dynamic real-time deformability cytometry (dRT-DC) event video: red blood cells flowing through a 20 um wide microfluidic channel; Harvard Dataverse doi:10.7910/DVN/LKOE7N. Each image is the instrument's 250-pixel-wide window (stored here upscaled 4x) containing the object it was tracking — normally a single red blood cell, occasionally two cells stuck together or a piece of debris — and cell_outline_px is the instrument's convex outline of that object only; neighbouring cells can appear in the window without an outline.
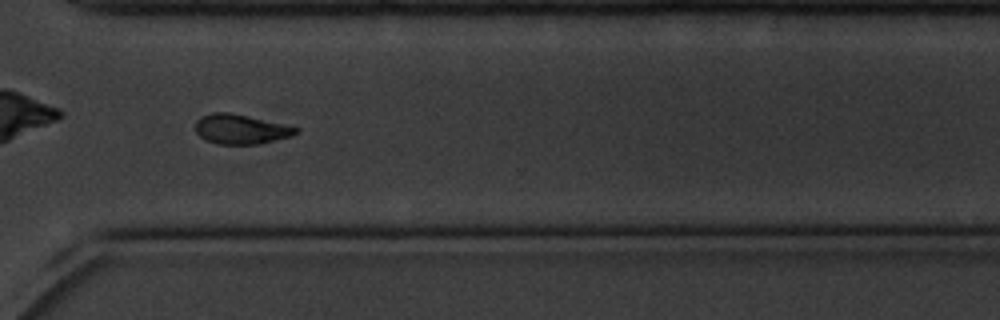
{"species": "common noctule bat (a hibernating species)", "species_latin": "Nyctalus noctula", "temperature_condition": "cold", "stored_images_in_passage": 48, "camera_frame_rate_fps": 3000, "um_per_image_px": 0.085, "animal": {"sex": "male", "body_mass_g": 20.1, "forearm_length_mm": 53.5}, "frame": {"image": 1, "passage_image": 41, "time_ms": 13.333, "image_size_px": [1000, 320], "cell_outline_px": [[300, 132], [292, 136], [256, 144], [216, 144], [204, 140], [196, 132], [196, 120], [200, 116], [212, 112], [228, 112], [300, 128]], "centroid_in_image_um": [20.43, 10.98], "position_along_channel_um": 350.2, "area_um2": 17.28}, "authors_computed_cell_mechanics": {"area_um2": 17.918, "velocity_mm_per_s": 3.4338, "shape_relaxation_time_tau1_ms": 3.9879, "shape_relaxation_time_tau2_ms": 6.4764, "deformation_change_tau1": 0.1403, "deformation_change_tau2": 0.1297}}